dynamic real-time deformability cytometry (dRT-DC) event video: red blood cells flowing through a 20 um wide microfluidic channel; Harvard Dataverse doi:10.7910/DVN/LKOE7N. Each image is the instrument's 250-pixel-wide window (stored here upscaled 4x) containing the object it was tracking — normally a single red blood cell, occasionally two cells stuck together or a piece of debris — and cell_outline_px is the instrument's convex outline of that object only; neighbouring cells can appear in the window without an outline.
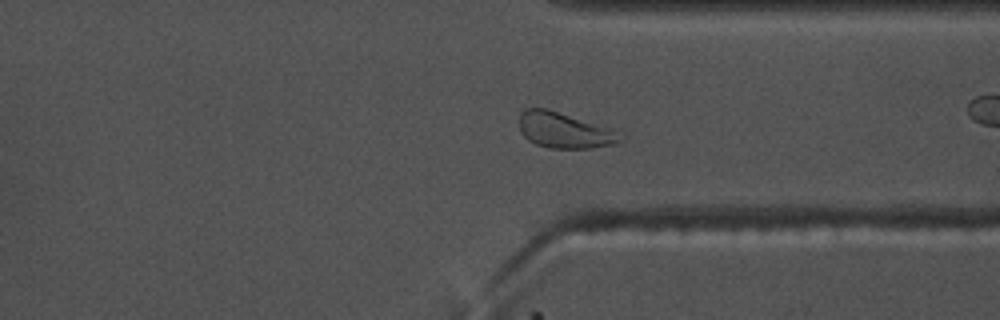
{"species": "common noctule bat (a hibernating species)", "species_latin": "Nyctalus noctula", "temperature_condition": "warm", "stored_images_in_passage": 51, "camera_frame_rate_fps": 3000, "um_per_image_px": 0.085, "animal": {"sex": "male", "body_mass_g": 17.5, "forearm_length_mm": 52.3}, "frame": {"image": 1, "passage_image": 37, "time_ms": 12.0, "image_size_px": [1000, 320], "cell_outline_px": [[624, 132], [620, 140], [616, 144], [588, 148], [548, 148], [536, 144], [528, 140], [520, 132], [520, 112], [524, 108], [548, 108], [616, 128]], "centroid_in_image_um": [48.03, 11.05], "position_along_channel_um": 363.4, "area_um2": 21.68}, "authors_computed_cell_mechanics": {"area_um2": 21.2704, "velocity_mm_per_s": 3.6431, "shape_relaxation_time_tau1_ms": 2.4096, "shape_relaxation_time_tau2_ms": 0.9586, "deformation_change_tau1": 0.1237, "deformation_change_tau2": 0.0634}}